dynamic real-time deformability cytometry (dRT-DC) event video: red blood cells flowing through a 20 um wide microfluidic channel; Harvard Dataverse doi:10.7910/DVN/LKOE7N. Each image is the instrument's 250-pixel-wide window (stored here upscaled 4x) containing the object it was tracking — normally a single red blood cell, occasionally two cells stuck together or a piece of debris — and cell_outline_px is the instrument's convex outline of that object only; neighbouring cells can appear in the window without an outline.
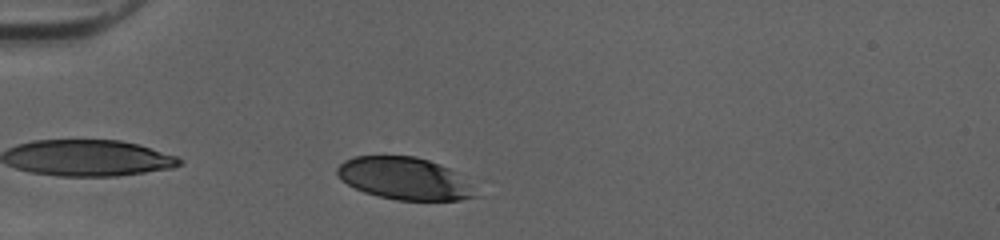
{"species": "human", "species_latin": "Homo sapiens", "temperature_condition": "cold", "stored_images_in_passage": 30, "camera_frame_rate_fps": 3000, "um_per_image_px": 0.085, "donor": {"sex": "female"}, "frame": {"image": 1, "passage_image": 3, "time_ms": 0.667, "image_size_px": [1000, 240], "cell_outline_px": [[476, 196], [460, 200], [396, 200], [376, 196], [364, 192], [340, 180], [336, 172], [336, 168], [344, 160], [356, 156], [416, 156], [440, 164], [448, 168], [468, 184]], "centroid_in_image_um": [34.28, 15.17], "position_along_channel_um": 50.7, "area_um2": 33.58}}
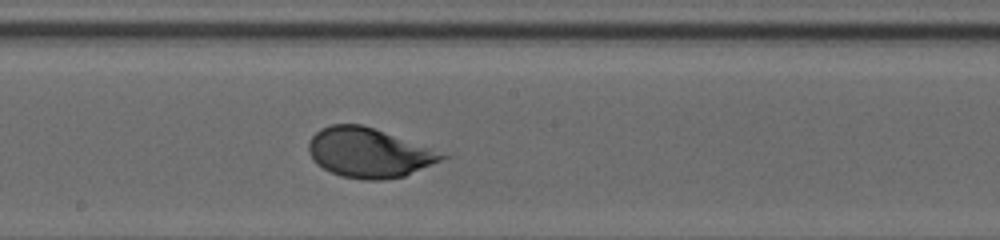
{"frame": {"image": 2, "passage_image": 17, "time_ms": 5.333, "image_size_px": [1000, 240], "cell_outline_px": [[452, 156], [404, 176], [384, 180], [364, 180], [344, 176], [332, 172], [316, 164], [312, 160], [308, 152], [308, 144], [312, 136], [320, 128], [332, 124], [360, 124], [372, 128]], "centroid_in_image_um": [31.32, 12.99], "position_along_channel_um": 216.9, "area_um2": 38.03}}
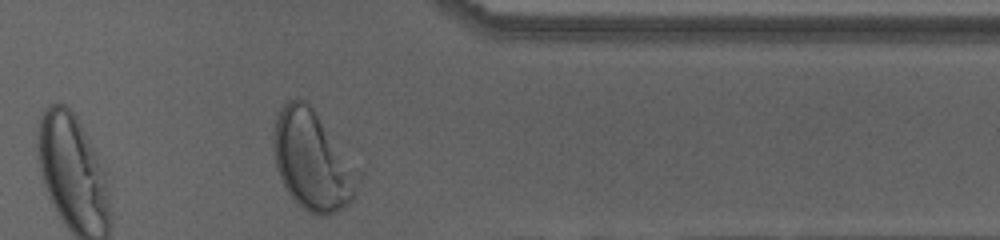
{"frame": {"image": 3, "passage_image": 30, "time_ms": 9.667, "image_size_px": [1000, 240], "cell_outline_px": [[364, 172], [352, 200], [344, 208], [336, 212], [324, 216], [316, 216], [308, 212], [288, 192], [276, 168], [272, 148], [272, 136], [276, 112], [288, 100], [308, 100]], "centroid_in_image_um": [26.61, 13.6], "position_along_channel_um": 384.8, "area_um2": 50.58}, "authors_computed_cell_mechanics": {"area_um2": 38.0324, "velocity_mm_per_s": 4.026, "shape_relaxation_time_tau1_ms": 2.0356, "shape_relaxation_time_tau2_ms": null, "deformation_change_tau1": 0.1306, "deformation_change_tau2": null}}